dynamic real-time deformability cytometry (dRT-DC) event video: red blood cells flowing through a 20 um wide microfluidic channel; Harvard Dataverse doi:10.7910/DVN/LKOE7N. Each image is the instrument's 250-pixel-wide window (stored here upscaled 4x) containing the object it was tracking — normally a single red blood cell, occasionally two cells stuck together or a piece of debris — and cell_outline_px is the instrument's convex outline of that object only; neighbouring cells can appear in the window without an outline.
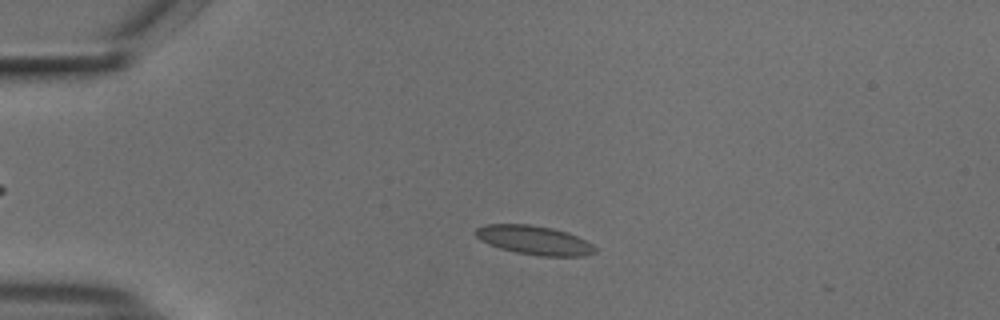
{"species": "common noctule bat (a hibernating species)", "species_latin": "Nyctalus noctula", "temperature_condition": "cold", "stored_images_in_passage": 53, "camera_frame_rate_fps": 3000, "um_per_image_px": 0.085, "animal": {"sex": "male", "body_mass_g": 18.8}, "frame": {"image": 1, "passage_image": 10, "time_ms": 3.0, "image_size_px": [1000, 320], "cell_outline_px": [[596, 252], [584, 256], [540, 256], [516, 252], [500, 248], [488, 244], [480, 240], [476, 236], [476, 228], [484, 224], [528, 224], [552, 228], [568, 232], [592, 244], [596, 248]], "centroid_in_image_um": [45.4, 20.41], "position_along_channel_um": 39.6, "area_um2": 20.11}}
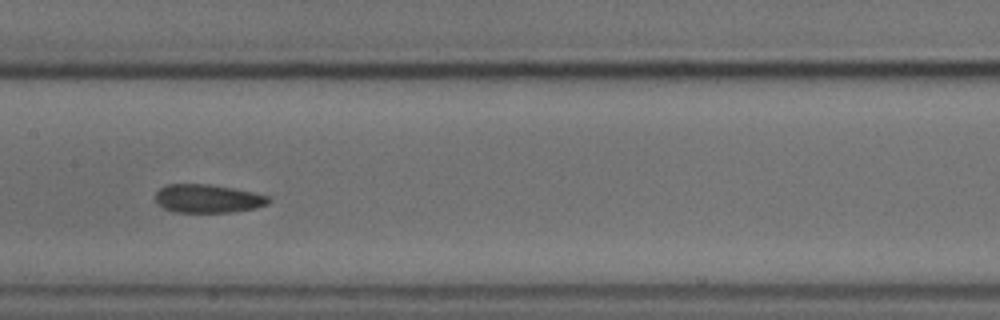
{"frame": {"image": 2, "passage_image": 25, "time_ms": 8.0, "image_size_px": [1000, 320], "cell_outline_px": [[272, 200], [268, 204], [256, 208], [228, 212], [176, 212], [164, 208], [156, 204], [156, 192], [164, 184], [208, 184], [232, 188], [252, 192], [268, 196]], "centroid_in_image_um": [17.64, 16.88], "position_along_channel_um": 189.8, "area_um2": 18.73}}
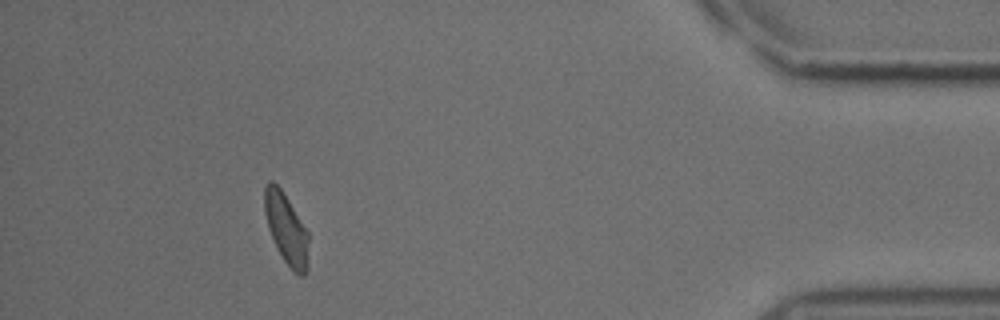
{"frame": {"image": 3, "passage_image": 47, "time_ms": 15.333, "image_size_px": [1000, 320], "cell_outline_px": [[308, 240], [304, 276], [300, 276], [284, 260], [276, 248], [268, 228], [264, 212], [264, 188], [268, 180], [272, 180], [280, 188], [288, 200], [308, 232]], "centroid_in_image_um": [24.28, 19.37], "position_along_channel_um": 410.9, "area_um2": 17.63}, "authors_computed_cell_mechanics": {"area_um2": 19.0162, "velocity_mm_per_s": 3.7109, "shape_relaxation_time_tau1_ms": 7.8323, "shape_relaxation_time_tau2_ms": 2.1363, "deformation_change_tau1": 0.0955, "deformation_change_tau2": 0.0822}}